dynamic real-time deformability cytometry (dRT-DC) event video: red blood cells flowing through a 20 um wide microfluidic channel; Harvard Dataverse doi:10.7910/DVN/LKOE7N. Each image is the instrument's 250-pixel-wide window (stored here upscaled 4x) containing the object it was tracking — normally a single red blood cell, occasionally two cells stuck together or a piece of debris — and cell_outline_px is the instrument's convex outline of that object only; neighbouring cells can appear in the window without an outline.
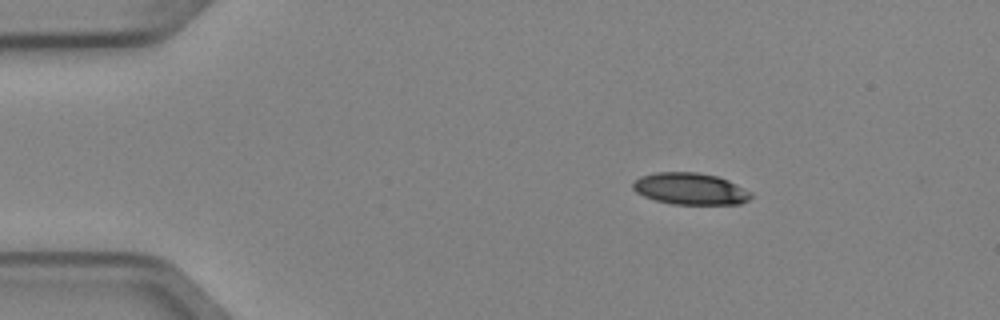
{"species": "Egyptian fruit bat (a non-hibernating species)", "species_latin": "Rousettus aegyptiacus", "temperature_condition": "cold", "stored_images_in_passage": 4, "camera_frame_rate_fps": 3000, "um_per_image_px": 0.085, "animal": {"sex": "female"}, "frame": {"image": 1, "passage_image": 2, "time_ms": 0.333, "image_size_px": [1000, 320], "cell_outline_px": [[752, 196], [748, 200], [740, 204], [672, 204], [656, 200], [644, 196], [636, 192], [632, 188], [632, 184], [640, 176], [656, 172], [696, 172], [716, 176], [728, 180], [752, 192]], "centroid_in_image_um": [58.67, 16.04], "position_along_channel_um": 26.3, "area_um2": 21.79}}
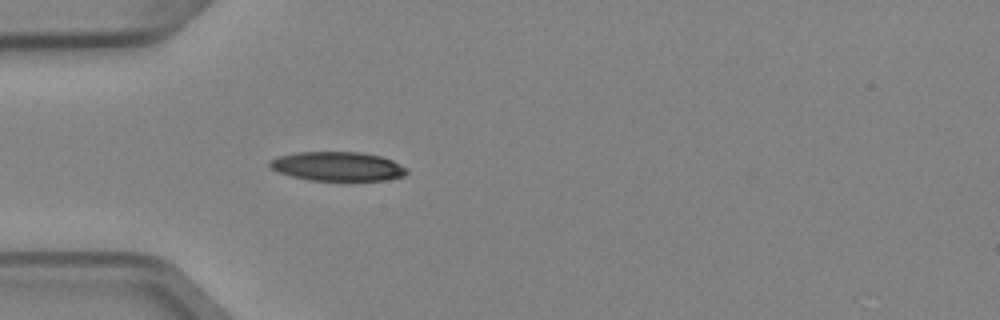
{"frame": {"image": 2, "passage_image": 4, "time_ms": 1.0, "image_size_px": [1000, 320], "cell_outline_px": [[408, 172], [404, 176], [384, 180], [308, 180], [292, 176], [280, 172], [272, 168], [268, 164], [268, 160], [280, 156], [296, 152], [360, 152], [380, 156], [392, 160], [408, 168]], "centroid_in_image_um": [28.71, 14.13], "position_along_channel_um": 56.3, "area_um2": 23.18}}